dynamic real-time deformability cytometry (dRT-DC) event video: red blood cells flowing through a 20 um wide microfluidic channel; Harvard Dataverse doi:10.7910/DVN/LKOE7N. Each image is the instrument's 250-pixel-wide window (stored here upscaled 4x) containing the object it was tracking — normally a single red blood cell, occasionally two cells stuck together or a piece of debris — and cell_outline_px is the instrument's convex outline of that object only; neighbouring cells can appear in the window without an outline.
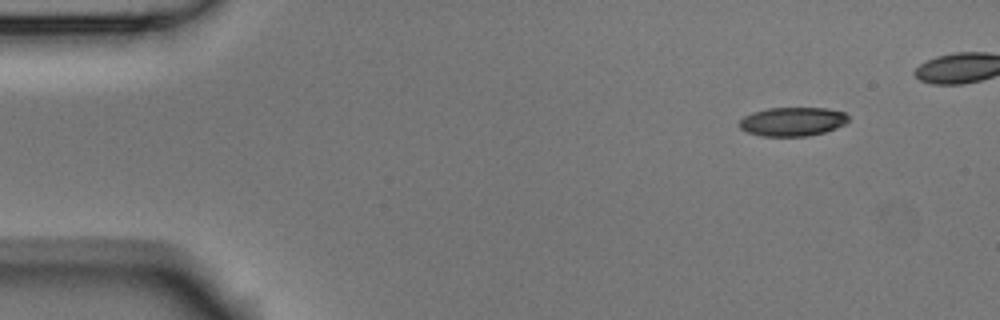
{"species": "Egyptian fruit bat (a non-hibernating species)", "species_latin": "Rousettus aegyptiacus", "temperature_condition": "room temperature", "stored_images_in_passage": 4, "camera_frame_rate_fps": 3000, "um_per_image_px": 0.085, "animal": {"sex": "male"}, "frame": {"image": 1, "passage_image": 1, "time_ms": 0.0, "image_size_px": [1000, 320], "cell_outline_px": [[848, 120], [844, 124], [836, 128], [824, 132], [808, 136], [760, 136], [748, 132], [740, 128], [736, 124], [744, 116], [752, 112], [768, 108], [828, 108], [844, 112], [848, 116]], "centroid_in_image_um": [67.33, 10.33], "position_along_channel_um": 17.7, "area_um2": 18.44}}